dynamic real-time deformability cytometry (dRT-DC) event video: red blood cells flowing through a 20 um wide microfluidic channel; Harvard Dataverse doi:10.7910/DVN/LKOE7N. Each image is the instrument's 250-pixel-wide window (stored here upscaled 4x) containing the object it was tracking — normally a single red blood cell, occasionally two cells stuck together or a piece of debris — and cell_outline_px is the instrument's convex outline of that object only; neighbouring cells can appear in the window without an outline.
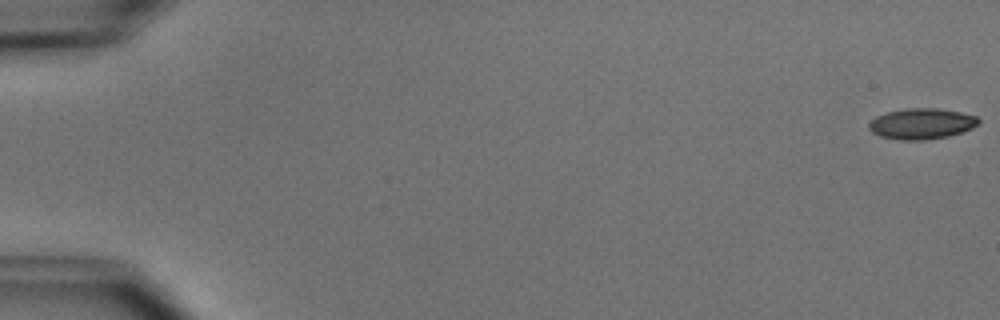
{"species": "common noctule bat (a hibernating species)", "species_latin": "Nyctalus noctula", "temperature_condition": "cold", "stored_images_in_passage": 6, "camera_frame_rate_fps": 3000, "um_per_image_px": 0.085, "animal": {"sex": "male", "body_mass_g": 15.6}, "frame": {"image": 1, "passage_image": 1, "time_ms": 0.0, "image_size_px": [1000, 320], "cell_outline_px": [[980, 124], [972, 128], [948, 136], [924, 140], [900, 140], [880, 136], [872, 132], [868, 128], [868, 124], [876, 116], [888, 112], [908, 108], [936, 108], [960, 112], [976, 116], [980, 120]], "centroid_in_image_um": [78.34, 10.52], "position_along_channel_um": 6.7, "area_um2": 19.59}}